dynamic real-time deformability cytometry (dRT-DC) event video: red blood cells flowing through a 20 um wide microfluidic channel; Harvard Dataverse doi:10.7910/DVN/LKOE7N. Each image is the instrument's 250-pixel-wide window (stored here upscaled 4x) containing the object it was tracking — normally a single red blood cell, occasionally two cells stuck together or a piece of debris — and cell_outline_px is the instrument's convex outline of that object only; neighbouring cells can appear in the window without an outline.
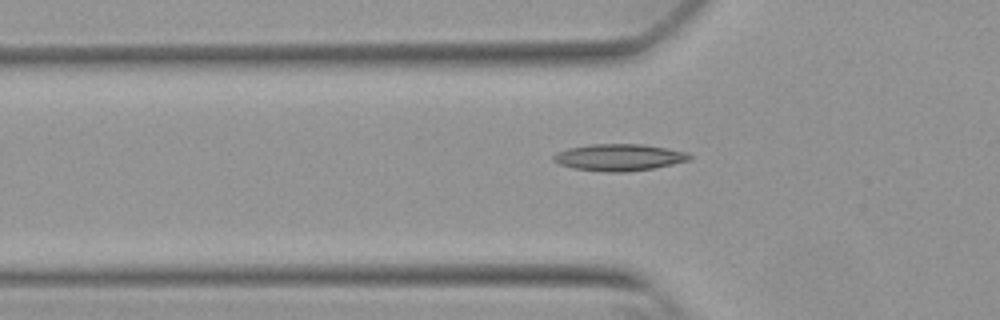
{"species": "Egyptian fruit bat (a non-hibernating species)", "species_latin": "Rousettus aegyptiacus", "temperature_condition": "warm", "stored_images_in_passage": 54, "camera_frame_rate_fps": 3000, "um_per_image_px": 0.085, "animal": {"sex": "female"}, "frame": {"image": 1, "passage_image": 18, "time_ms": 5.667, "image_size_px": [1000, 320], "cell_outline_px": [[692, 160], [652, 168], [624, 172], [608, 172], [572, 168], [560, 164], [552, 160], [552, 156], [556, 152], [568, 148], [592, 144], [644, 144], [668, 148], [688, 152], [692, 156]], "centroid_in_image_um": [52.63, 13.37], "position_along_channel_um": 73.2, "area_um2": 21.33}}
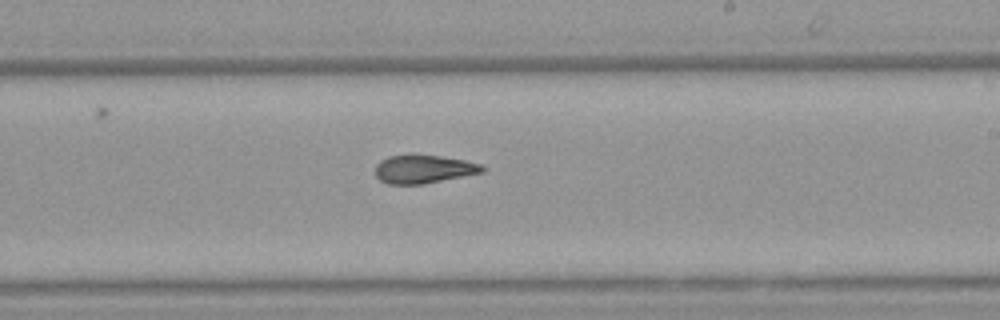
{"frame": {"image": 2, "passage_image": 32, "time_ms": 10.333, "image_size_px": [1000, 320], "cell_outline_px": [[484, 172], [424, 184], [388, 184], [380, 180], [376, 176], [376, 164], [380, 160], [388, 156], [412, 152], [440, 156], [464, 160], [480, 164], [484, 168]], "centroid_in_image_um": [35.96, 14.34], "position_along_channel_um": 253.0, "area_um2": 18.09}}
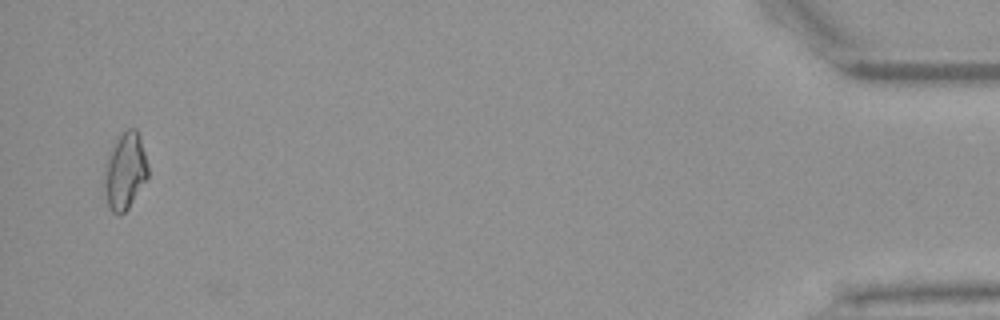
{"frame": {"image": 3, "passage_image": 52, "time_ms": 17.0, "image_size_px": [1000, 320], "cell_outline_px": [[148, 176], [128, 208], [120, 216], [116, 216], [112, 212], [108, 204], [104, 192], [104, 164], [116, 136], [128, 128], [136, 128], [140, 136], [148, 164]], "centroid_in_image_um": [10.6, 14.51], "position_along_channel_um": 424.6, "area_um2": 19.83}}